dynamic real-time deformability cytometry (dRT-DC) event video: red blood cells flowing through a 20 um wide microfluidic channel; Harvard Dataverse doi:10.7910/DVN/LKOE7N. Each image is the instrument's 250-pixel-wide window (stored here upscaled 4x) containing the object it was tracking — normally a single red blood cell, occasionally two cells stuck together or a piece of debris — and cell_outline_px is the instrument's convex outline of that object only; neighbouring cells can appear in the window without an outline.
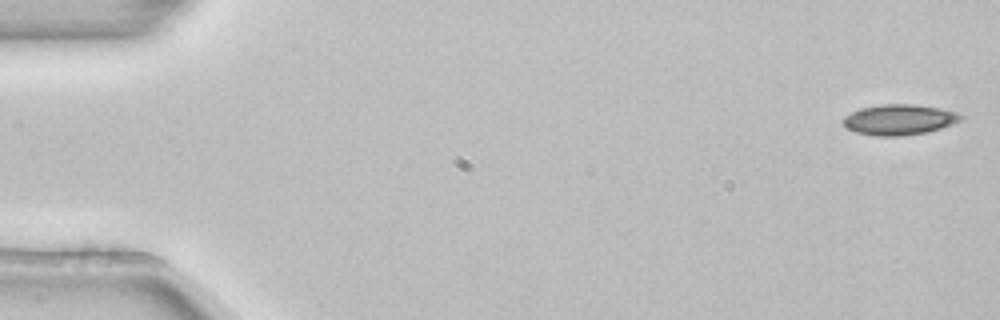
{"species": "common noctule bat (a hibernating species)", "species_latin": "Nyctalus noctula", "temperature_condition": "room temperature", "stored_images_in_passage": 6, "camera_frame_rate_fps": 3000, "um_per_image_px": 0.085, "animal": {"sex": "female", "body_mass_g": 22.7, "forearm_length_mm": 54.2}, "frame": {"image": 1, "passage_image": 1, "time_ms": 0.0, "image_size_px": [1000, 320], "cell_outline_px": [[964, 120], [928, 132], [900, 136], [876, 136], [856, 132], [848, 128], [840, 120], [844, 116], [852, 112], [864, 108], [880, 104], [916, 104], [940, 108], [956, 112], [964, 116]], "centroid_in_image_um": [76.46, 10.17], "position_along_channel_um": 8.5, "area_um2": 20.98}}
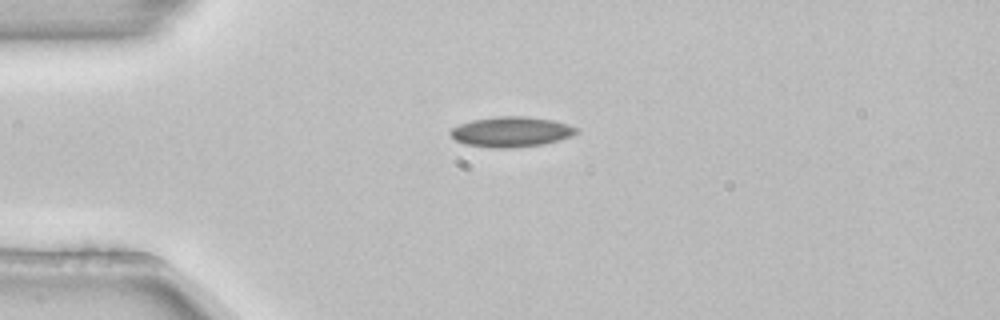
{"frame": {"image": 2, "passage_image": 4, "time_ms": 1.0, "image_size_px": [1000, 320], "cell_outline_px": [[580, 132], [572, 136], [560, 140], [544, 144], [512, 148], [492, 148], [464, 144], [456, 140], [448, 132], [452, 128], [460, 124], [472, 120], [496, 116], [524, 116], [552, 120], [568, 124], [580, 128]], "centroid_in_image_um": [43.49, 11.21], "position_along_channel_um": 41.5, "area_um2": 22.43}}